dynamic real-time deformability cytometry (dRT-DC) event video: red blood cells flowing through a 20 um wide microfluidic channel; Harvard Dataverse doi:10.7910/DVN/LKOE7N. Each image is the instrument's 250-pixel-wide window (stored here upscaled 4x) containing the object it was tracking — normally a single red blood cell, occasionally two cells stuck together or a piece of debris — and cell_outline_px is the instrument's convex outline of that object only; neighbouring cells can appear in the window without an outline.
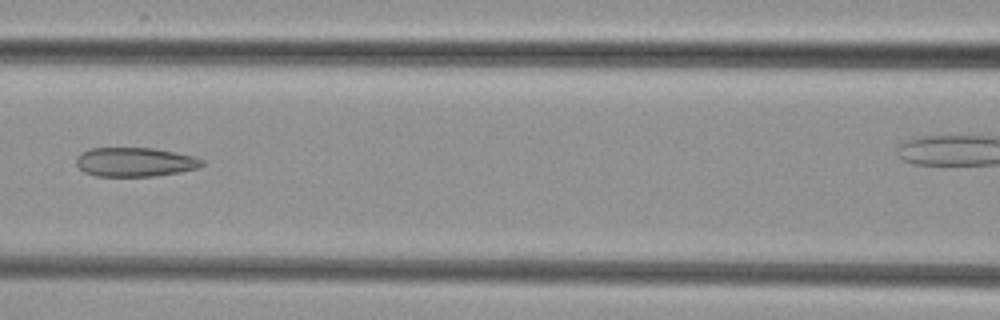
{"species": "common noctule bat (a hibernating species)", "species_latin": "Nyctalus noctula", "temperature_condition": "cold", "stored_images_in_passage": 7, "camera_frame_rate_fps": 3000, "um_per_image_px": 0.085, "animal": {"sex": "female", "body_mass_g": 29.2, "forearm_length_mm": 56.3}, "frame": {"image": 1, "passage_image": 6, "time_ms": 5.667, "image_size_px": [1000, 320], "cell_outline_px": [[204, 164], [200, 168], [180, 172], [156, 176], [96, 176], [84, 172], [76, 164], [76, 156], [80, 152], [92, 148], [152, 148], [176, 152], [196, 156], [204, 160]], "centroid_in_image_um": [11.5, 13.77], "position_along_channel_um": 155.1, "area_um2": 21.62}}